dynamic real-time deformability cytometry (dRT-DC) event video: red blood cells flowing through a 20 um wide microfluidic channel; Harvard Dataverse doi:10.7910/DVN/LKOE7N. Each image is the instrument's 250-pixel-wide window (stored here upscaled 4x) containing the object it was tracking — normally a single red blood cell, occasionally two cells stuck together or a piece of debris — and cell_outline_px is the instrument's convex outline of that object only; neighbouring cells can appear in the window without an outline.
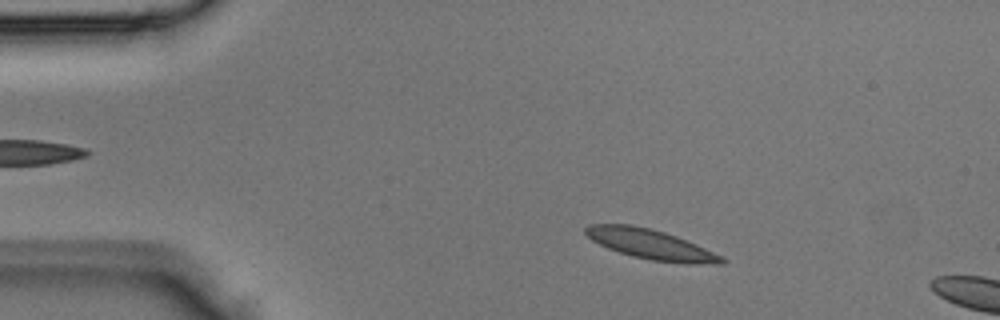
{"species": "Egyptian fruit bat (a non-hibernating species)", "species_latin": "Rousettus aegyptiacus", "temperature_condition": "room temperature", "stored_images_in_passage": 2, "camera_frame_rate_fps": 3000, "um_per_image_px": 0.085, "animal": {"sex": "male"}, "frame": {"image": 1, "passage_image": 1, "time_ms": 0.0, "image_size_px": [1000, 320], "cell_outline_px": [[728, 260], [724, 264], [684, 264], [652, 260], [632, 256], [608, 248], [592, 240], [584, 232], [584, 228], [588, 224], [632, 224], [664, 232], [676, 236], [696, 244], [724, 256]], "centroid_in_image_um": [55.36, 20.78], "position_along_channel_um": 29.6, "area_um2": 23.81}}